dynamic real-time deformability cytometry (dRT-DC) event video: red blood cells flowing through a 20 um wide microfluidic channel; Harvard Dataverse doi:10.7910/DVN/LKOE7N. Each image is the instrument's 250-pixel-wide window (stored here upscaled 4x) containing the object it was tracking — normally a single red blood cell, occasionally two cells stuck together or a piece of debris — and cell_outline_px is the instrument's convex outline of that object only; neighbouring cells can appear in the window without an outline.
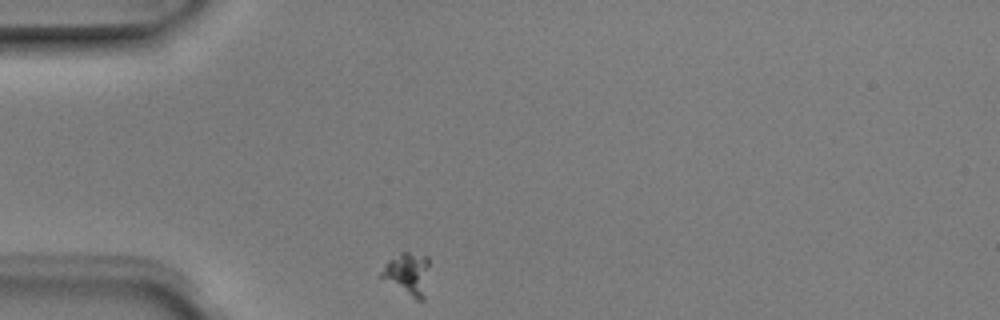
{"species": "Egyptian fruit bat (a non-hibernating species)", "species_latin": "Rousettus aegyptiacus", "temperature_condition": "room temperature", "stored_images_in_passage": 2, "camera_frame_rate_fps": 3000, "um_per_image_px": 0.085, "animal": {"sex": "male"}, "frame": {"image": 1, "passage_image": 1, "time_ms": 0.0, "image_size_px": [1000, 320], "cell_outline_px": [[428, 264], [424, 300], [416, 300], [380, 276], [380, 272], [388, 260], [400, 252], [408, 252], [428, 256]], "centroid_in_image_um": [34.64, 23.25], "position_along_channel_um": 50.4, "area_um2": 11.56}}